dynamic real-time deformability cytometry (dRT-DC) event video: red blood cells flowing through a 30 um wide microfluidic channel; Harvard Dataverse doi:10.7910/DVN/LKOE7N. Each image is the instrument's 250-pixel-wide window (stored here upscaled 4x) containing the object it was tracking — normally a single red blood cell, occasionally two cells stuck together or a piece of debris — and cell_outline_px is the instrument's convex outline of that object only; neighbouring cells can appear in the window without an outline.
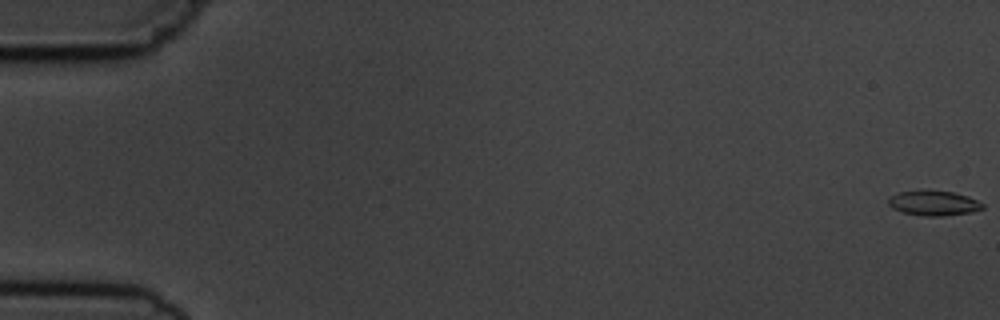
{"species": "common noctule bat (a hibernating species)", "species_latin": "Nyctalus noctula", "temperature_condition": "cold", "stored_images_in_passage": 6, "camera_frame_rate_fps": 3000, "um_per_image_px": 0.085, "animal": {"sex": "male", "body_mass_g": 19.5, "forearm_length_mm": 54.6}, "frame": {"image": 1, "passage_image": 1, "time_ms": 0.0, "image_size_px": [1000, 320], "cell_outline_px": [[984, 208], [972, 212], [940, 216], [924, 216], [904, 212], [892, 208], [888, 204], [888, 200], [892, 196], [900, 192], [924, 188], [928, 188], [952, 192], [968, 196], [984, 204]], "centroid_in_image_um": [79.36, 17.23], "position_along_channel_um": 5.6, "area_um2": 13.93}}
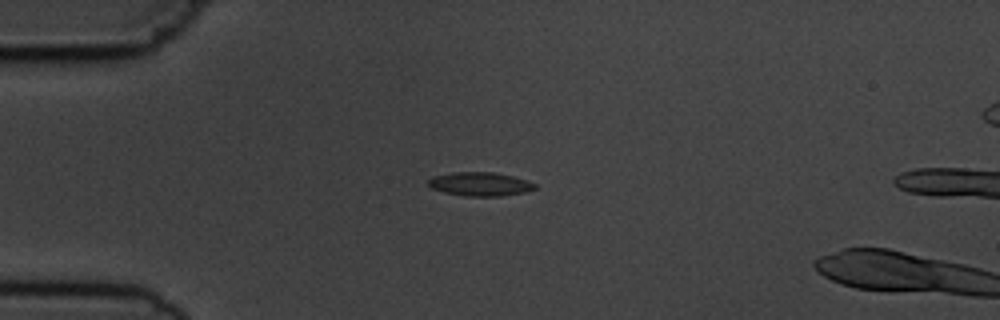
{"frame": {"image": 2, "passage_image": 5, "time_ms": 4.667, "image_size_px": [1000, 320], "cell_outline_px": [[536, 188], [524, 192], [500, 196], [464, 196], [444, 192], [432, 188], [428, 184], [428, 180], [432, 176], [452, 172], [492, 172], [512, 176], [536, 184]], "centroid_in_image_um": [40.76, 15.64], "position_along_channel_um": 44.2, "area_um2": 14.62}}